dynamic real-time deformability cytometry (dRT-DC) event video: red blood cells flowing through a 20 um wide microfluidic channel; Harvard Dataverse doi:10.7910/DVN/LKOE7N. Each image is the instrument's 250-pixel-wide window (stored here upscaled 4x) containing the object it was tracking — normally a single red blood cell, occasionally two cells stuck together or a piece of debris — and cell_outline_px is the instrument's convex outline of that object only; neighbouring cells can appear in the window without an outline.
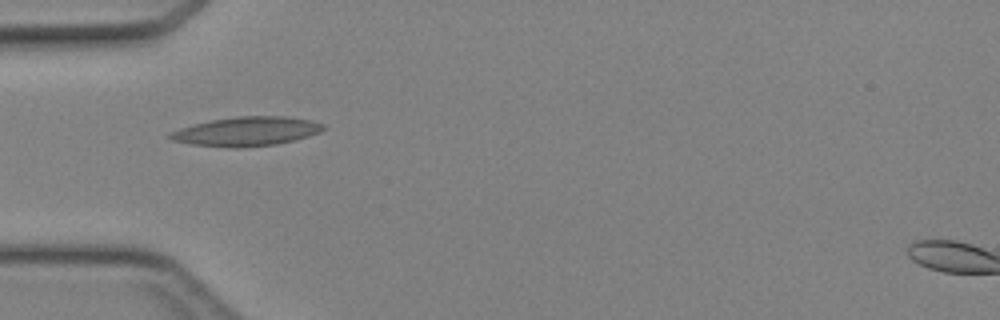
{"species": "Egyptian fruit bat (a non-hibernating species)", "species_latin": "Rousettus aegyptiacus", "temperature_condition": "cold", "stored_images_in_passage": 30, "camera_frame_rate_fps": 3000, "um_per_image_px": 0.085, "animal": {"sex": "female"}, "frame": {"image": 1, "passage_image": 1, "time_ms": 0.0, "image_size_px": [1000, 320], "cell_outline_px": [[324, 128], [320, 132], [308, 136], [276, 144], [240, 148], [232, 148], [192, 144], [172, 140], [164, 136], [168, 132], [180, 128], [212, 120], [236, 116], [288, 116], [312, 120], [324, 124]], "centroid_in_image_um": [20.93, 11.17], "position_along_channel_um": 64.1, "area_um2": 26.07}}
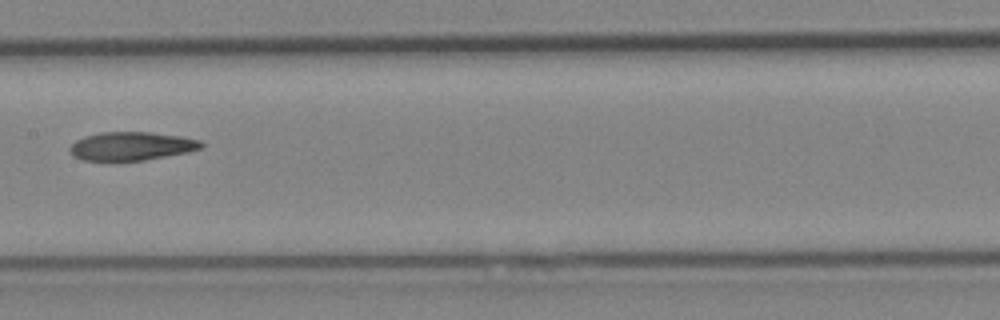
{"frame": {"image": 2, "passage_image": 10, "time_ms": 3.0, "image_size_px": [1000, 320], "cell_outline_px": [[204, 144], [200, 148], [188, 152], [144, 160], [80, 160], [72, 156], [68, 148], [76, 140], [84, 136], [100, 132], [148, 132], [180, 136], [200, 140]], "centroid_in_image_um": [11.13, 12.42], "position_along_channel_um": 196.3, "area_um2": 21.73}}
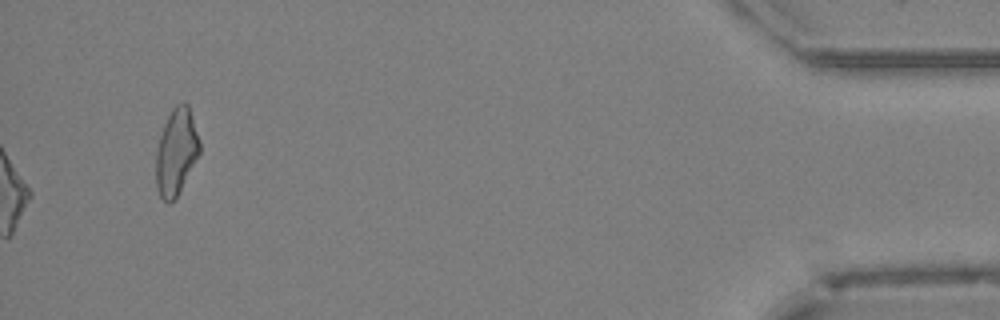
{"frame": {"image": 3, "passage_image": 30, "time_ms": 9.667, "image_size_px": [1000, 320], "cell_outline_px": [[200, 152], [176, 196], [168, 204], [160, 196], [156, 188], [156, 148], [164, 124], [172, 108], [176, 104], [188, 104], [200, 140]], "centroid_in_image_um": [14.97, 12.89], "position_along_channel_um": 420.2, "area_um2": 21.62}}